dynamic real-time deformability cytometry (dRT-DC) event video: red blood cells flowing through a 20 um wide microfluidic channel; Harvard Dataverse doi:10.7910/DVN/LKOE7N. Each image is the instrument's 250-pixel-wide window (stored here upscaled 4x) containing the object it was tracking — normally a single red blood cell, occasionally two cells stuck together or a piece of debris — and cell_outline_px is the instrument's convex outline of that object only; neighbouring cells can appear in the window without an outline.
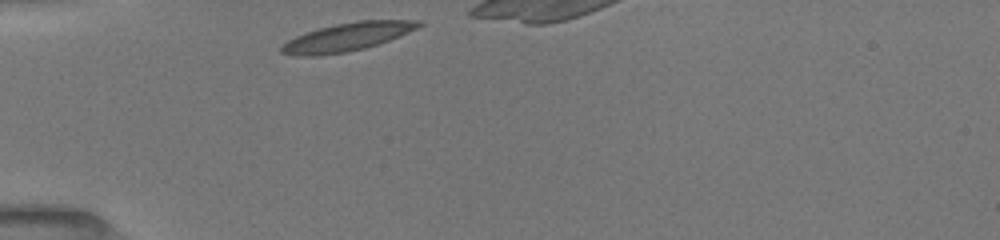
{"species": "common noctule bat (a hibernating species)", "species_latin": "Nyctalus noctula", "temperature_condition": "room temperature", "stored_images_in_passage": 28, "camera_frame_rate_fps": 3000, "um_per_image_px": 0.085, "animal": {"sex": "female", "body_mass_g": 19.5, "forearm_length_mm": 54.1}, "frame": {"image": 1, "passage_image": 1, "time_ms": 0.0, "image_size_px": [1000, 240], "cell_outline_px": [[424, 24], [408, 32], [388, 40], [364, 48], [344, 52], [316, 56], [296, 56], [280, 52], [280, 48], [288, 40], [296, 36], [320, 28], [336, 24], [356, 20], [424, 20]], "centroid_in_image_um": [29.52, 3.13], "position_along_channel_um": 55.5, "area_um2": 22.25}}
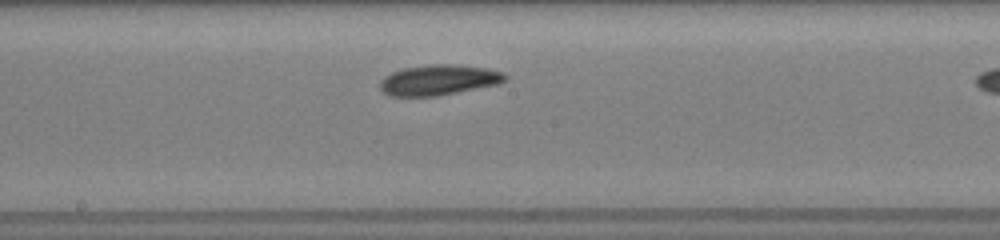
{"frame": {"image": 2, "passage_image": 14, "time_ms": 4.333, "image_size_px": [1000, 240], "cell_outline_px": [[508, 80], [500, 84], [436, 96], [392, 96], [384, 92], [380, 88], [380, 80], [384, 76], [392, 72], [404, 68], [432, 64], [452, 64], [488, 68], [504, 72], [508, 76]], "centroid_in_image_um": [37.34, 6.79], "position_along_channel_um": 210.9, "area_um2": 22.31}}
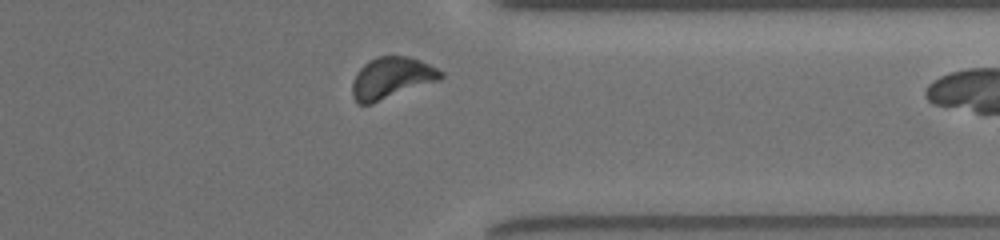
{"frame": {"image": 3, "passage_image": 27, "time_ms": 8.667, "image_size_px": [1000, 240], "cell_outline_px": [[444, 76], [440, 80], [372, 104], [356, 104], [352, 96], [352, 84], [356, 72], [368, 60], [376, 56], [408, 56], [420, 60], [444, 72]], "centroid_in_image_um": [33.26, 6.63], "position_along_channel_um": 378.1, "area_um2": 21.62}}